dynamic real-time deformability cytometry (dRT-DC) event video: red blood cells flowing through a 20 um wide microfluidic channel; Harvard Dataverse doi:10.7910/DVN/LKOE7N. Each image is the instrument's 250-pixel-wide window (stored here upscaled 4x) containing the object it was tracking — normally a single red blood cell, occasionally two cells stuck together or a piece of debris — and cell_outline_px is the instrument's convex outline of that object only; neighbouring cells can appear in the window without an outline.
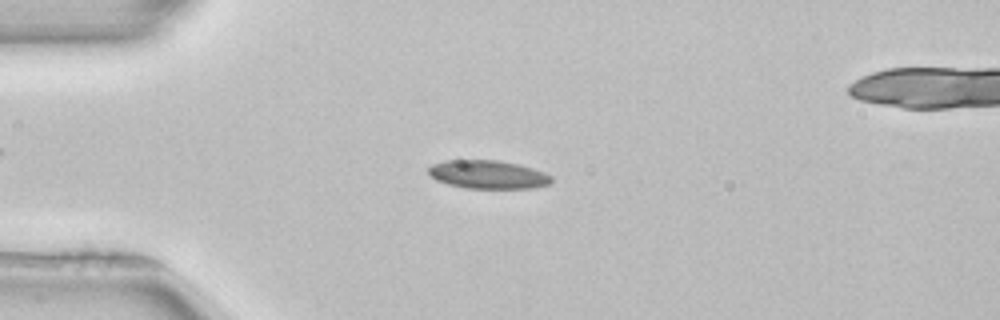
{"species": "common noctule bat (a hibernating species)", "species_latin": "Nyctalus noctula", "temperature_condition": "room temperature", "stored_images_in_passage": 48, "camera_frame_rate_fps": 3000, "um_per_image_px": 0.085, "animal": {"sex": "female", "body_mass_g": 22.7, "forearm_length_mm": 54.2}, "frame": {"image": 1, "passage_image": 8, "time_ms": 2.333, "image_size_px": [1000, 320], "cell_outline_px": [[552, 184], [532, 188], [464, 188], [448, 184], [436, 180], [428, 172], [428, 168], [432, 164], [444, 160], [496, 160], [520, 164], [544, 172], [552, 176]], "centroid_in_image_um": [41.49, 14.83], "position_along_channel_um": 43.5, "area_um2": 20.46}}